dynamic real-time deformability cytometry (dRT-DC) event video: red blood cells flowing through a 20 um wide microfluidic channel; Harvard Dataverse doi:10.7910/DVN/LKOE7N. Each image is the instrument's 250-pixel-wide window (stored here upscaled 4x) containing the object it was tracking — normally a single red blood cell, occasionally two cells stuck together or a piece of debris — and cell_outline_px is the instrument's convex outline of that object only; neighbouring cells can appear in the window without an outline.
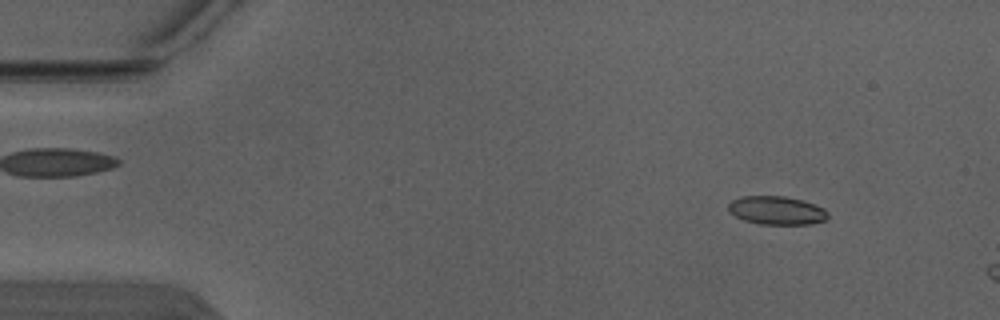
{"species": "Egyptian fruit bat (a non-hibernating species)", "species_latin": "Rousettus aegyptiacus", "temperature_condition": "warm", "stored_images_in_passage": 4, "camera_frame_rate_fps": 3000, "um_per_image_px": 0.085, "animal": {"sex": "male"}, "frame": {"image": 1, "passage_image": 1, "time_ms": 0.0, "image_size_px": [1000, 320], "cell_outline_px": [[828, 216], [824, 220], [808, 224], [760, 224], [744, 220], [728, 212], [728, 204], [732, 200], [744, 196], [784, 196], [800, 200], [824, 208], [828, 212]], "centroid_in_image_um": [65.98, 17.88], "position_along_channel_um": 19.0, "area_um2": 16.3}}